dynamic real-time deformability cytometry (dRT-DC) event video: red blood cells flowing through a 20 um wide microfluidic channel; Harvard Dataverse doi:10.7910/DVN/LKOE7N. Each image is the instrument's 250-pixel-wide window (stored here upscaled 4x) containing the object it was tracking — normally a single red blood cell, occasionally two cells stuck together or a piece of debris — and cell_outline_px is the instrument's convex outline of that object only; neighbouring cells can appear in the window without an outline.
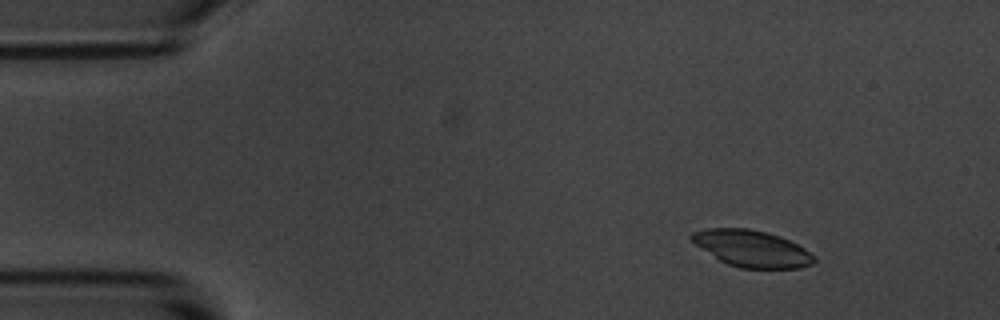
{"species": "common noctule bat (a hibernating species)", "species_latin": "Nyctalus noctula", "temperature_condition": "room temperature", "stored_images_in_passage": 10, "camera_frame_rate_fps": 3000, "um_per_image_px": 0.085, "animal": {"sex": "male", "body_mass_g": 20.1, "forearm_length_mm": 53.5}, "frame": {"image": 1, "passage_image": 2, "time_ms": 1.333, "image_size_px": [1000, 320], "cell_outline_px": [[816, 260], [812, 264], [800, 268], [740, 268], [728, 264], [720, 260], [696, 244], [688, 236], [692, 232], [708, 228], [748, 228], [780, 236], [804, 248], [816, 256]], "centroid_in_image_um": [63.93, 21.13], "position_along_channel_um": 21.1, "area_um2": 25.89}}
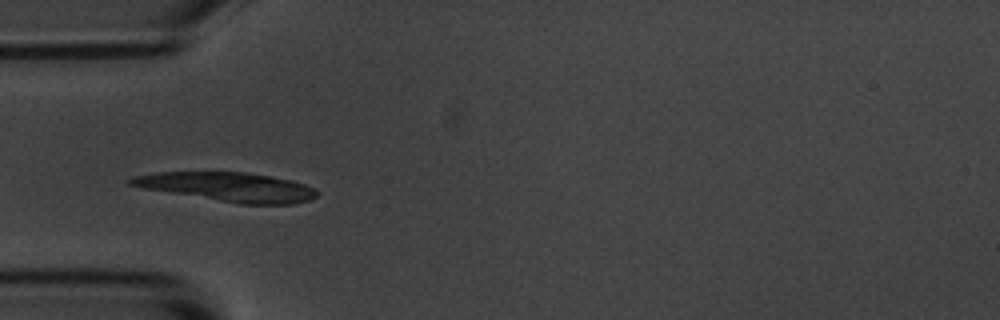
{"frame": {"image": 2, "passage_image": 5, "time_ms": 4.667, "image_size_px": [1000, 320], "cell_outline_px": [[320, 192], [316, 196], [308, 200], [292, 204], [240, 204], [144, 188], [128, 184], [128, 180], [132, 176], [156, 172], [244, 172], [268, 176], [288, 180], [304, 184], [316, 188]], "centroid_in_image_um": [19.37, 15.89], "position_along_channel_um": 65.6, "area_um2": 31.27}}